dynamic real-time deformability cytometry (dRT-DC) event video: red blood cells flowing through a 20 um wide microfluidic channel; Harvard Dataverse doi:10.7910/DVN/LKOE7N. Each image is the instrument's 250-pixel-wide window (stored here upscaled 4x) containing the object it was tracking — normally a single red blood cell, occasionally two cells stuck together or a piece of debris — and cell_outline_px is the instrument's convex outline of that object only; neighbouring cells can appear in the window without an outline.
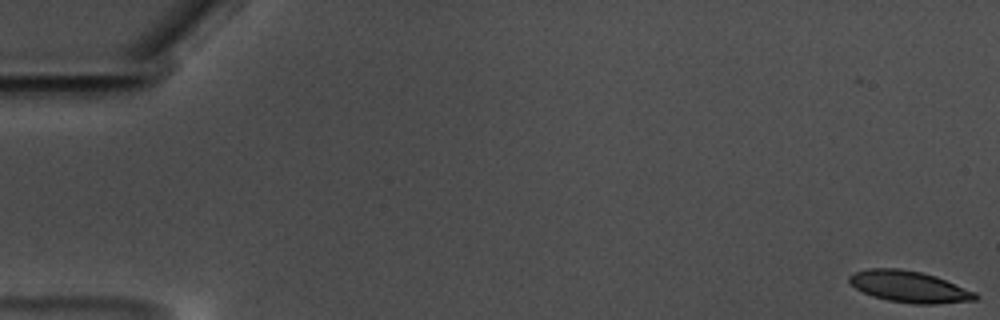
{"species": "common noctule bat (a hibernating species)", "species_latin": "Nyctalus noctula", "temperature_condition": "warm", "stored_images_in_passage": 60, "camera_frame_rate_fps": 3000, "um_per_image_px": 0.085, "animal": {"sex": "male", "body_mass_g": 17.5, "forearm_length_mm": 52.3}, "frame": {"image": 1, "passage_image": 1, "time_ms": 0.0, "image_size_px": [1000, 320], "cell_outline_px": [[980, 296], [976, 300], [936, 304], [912, 304], [888, 300], [872, 296], [856, 288], [848, 280], [848, 276], [852, 272], [868, 268], [896, 268], [920, 272], [936, 276], [976, 292]], "centroid_in_image_um": [77.29, 24.37], "position_along_channel_um": 7.7, "area_um2": 23.18}}
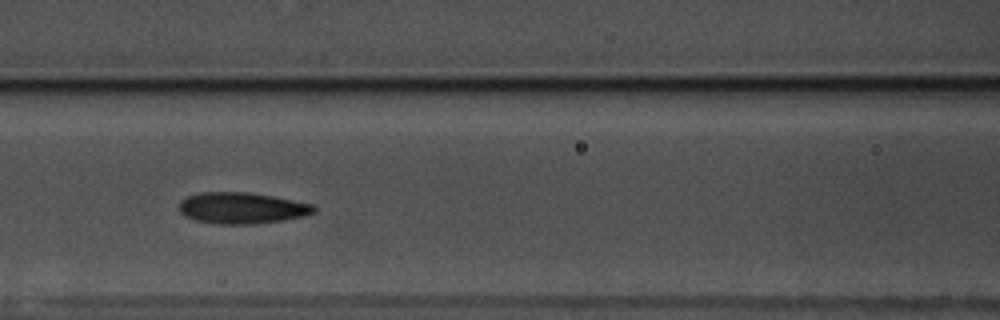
{"frame": {"image": 2, "passage_image": 27, "time_ms": 8.667, "image_size_px": [1000, 320], "cell_outline_px": [[316, 212], [304, 216], [284, 220], [256, 224], [216, 224], [196, 220], [184, 216], [180, 212], [180, 200], [188, 196], [200, 192], [244, 192], [272, 196], [312, 204], [316, 208]], "centroid_in_image_um": [20.55, 17.69], "position_along_channel_um": 146.0, "area_um2": 24.57}}
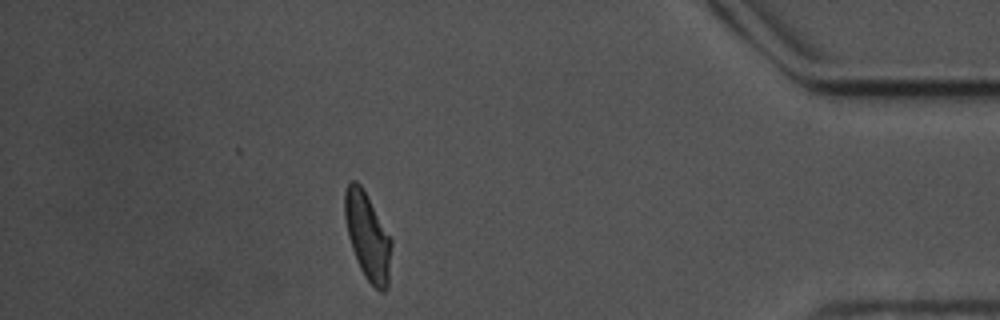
{"frame": {"image": 3, "passage_image": 53, "time_ms": 17.333, "image_size_px": [1000, 320], "cell_outline_px": [[392, 244], [388, 288], [384, 292], [380, 292], [364, 276], [356, 260], [348, 236], [344, 216], [344, 192], [348, 184], [352, 180], [356, 180], [360, 184], [392, 240]], "centroid_in_image_um": [31.24, 20.11], "position_along_channel_um": 404.0, "area_um2": 23.52}, "authors_computed_cell_mechanics": {"area_um2": 23.9003, "velocity_mm_per_s": 3.4653, "shape_relaxation_time_tau1_ms": 4.9559, "shape_relaxation_time_tau2_ms": 2.1676, "deformation_change_tau1": 0.1471, "deformation_change_tau2": 0.1016}}